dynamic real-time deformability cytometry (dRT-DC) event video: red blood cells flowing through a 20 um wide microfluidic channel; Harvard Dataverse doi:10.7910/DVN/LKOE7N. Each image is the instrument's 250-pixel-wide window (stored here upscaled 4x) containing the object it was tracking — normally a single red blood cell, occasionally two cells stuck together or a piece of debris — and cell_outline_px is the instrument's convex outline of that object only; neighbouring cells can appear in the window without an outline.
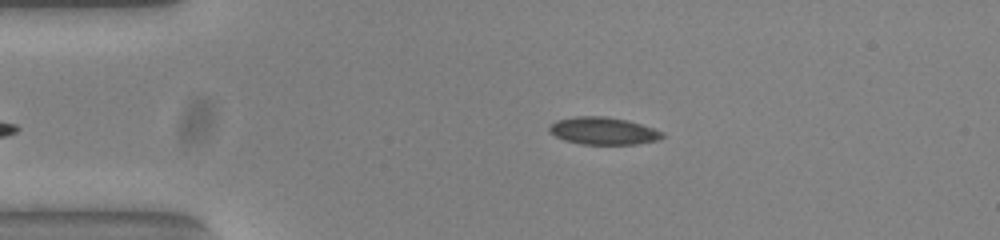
{"species": "common noctule bat (a hibernating species)", "species_latin": "Nyctalus noctula", "temperature_condition": "warm", "stored_images_in_passage": 38, "camera_frame_rate_fps": 3000, "um_per_image_px": 0.085, "animal": {"sex": "female", "body_mass_g": 23.0, "forearm_length_mm": 53.4}, "frame": {"image": 1, "passage_image": 2, "time_ms": 0.333, "image_size_px": [1000, 240], "cell_outline_px": [[664, 136], [656, 140], [636, 144], [580, 144], [564, 140], [548, 132], [548, 124], [556, 120], [576, 116], [604, 116], [628, 120], [664, 132]], "centroid_in_image_um": [51.22, 11.12], "position_along_channel_um": 33.8, "area_um2": 18.09}}
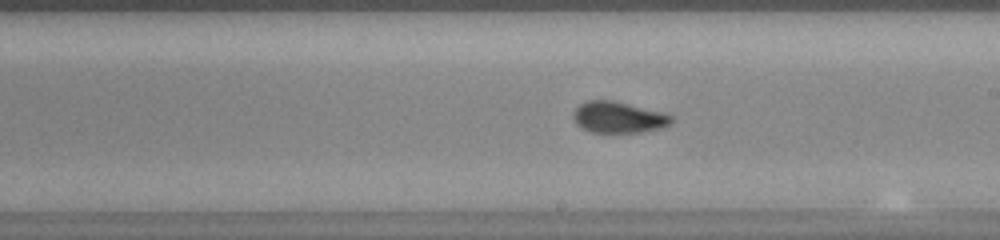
{"frame": {"image": 2, "passage_image": 21, "time_ms": 6.667, "image_size_px": [1000, 240], "cell_outline_px": [[672, 120], [668, 124], [660, 128], [640, 132], [592, 132], [580, 128], [576, 124], [572, 116], [576, 108], [580, 104], [588, 100], [612, 100], [664, 112], [672, 116]], "centroid_in_image_um": [52.53, 9.96], "position_along_channel_um": 236.5, "area_um2": 17.8}}
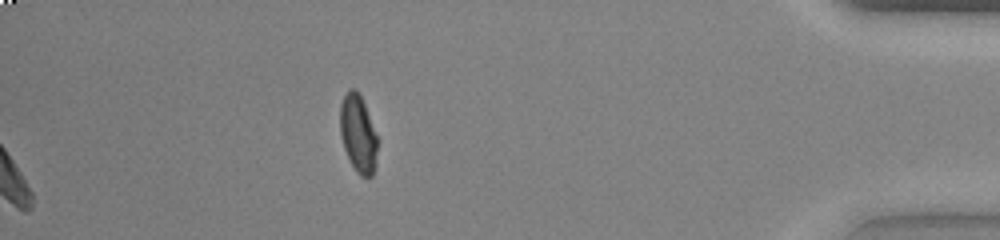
{"frame": {"image": 3, "passage_image": 38, "time_ms": 12.333, "image_size_px": [1000, 240], "cell_outline_px": [[376, 152], [372, 176], [360, 176], [356, 172], [344, 148], [340, 132], [340, 104], [348, 88], [356, 88], [364, 104], [376, 136]], "centroid_in_image_um": [30.4, 11.32], "position_along_channel_um": 404.8, "area_um2": 16.36}, "authors_computed_cell_mechanics": {"area_um2": 18.0047, "velocity_mm_per_s": 3.8571, "shape_relaxation_time_tau1_ms": 4.4798, "shape_relaxation_time_tau2_ms": 1.1341, "deformation_change_tau1": 0.1749, "deformation_change_tau2": 0.0621}}